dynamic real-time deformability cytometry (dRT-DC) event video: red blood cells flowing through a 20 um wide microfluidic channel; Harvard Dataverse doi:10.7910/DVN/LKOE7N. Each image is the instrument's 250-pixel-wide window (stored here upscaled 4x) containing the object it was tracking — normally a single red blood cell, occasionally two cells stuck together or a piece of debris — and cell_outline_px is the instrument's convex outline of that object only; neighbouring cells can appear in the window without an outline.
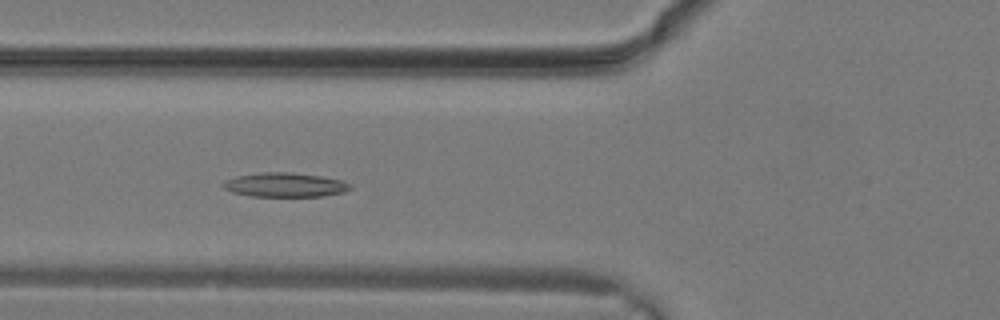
{"species": "common noctule bat (a hibernating species)", "species_latin": "Nyctalus noctula", "temperature_condition": "warm", "stored_images_in_passage": 18, "camera_frame_rate_fps": 3000, "um_per_image_px": 0.085, "animal": {"sex": "male", "body_mass_g": 19.2, "forearm_length_mm": 51.8}, "frame": {"image": 1, "passage_image": 11, "time_ms": 3.333, "image_size_px": [1000, 320], "cell_outline_px": [[352, 188], [344, 192], [320, 196], [252, 196], [232, 192], [224, 188], [220, 184], [236, 176], [260, 172], [292, 172], [320, 176], [344, 180]], "centroid_in_image_um": [24.22, 15.7], "position_along_channel_um": 101.6, "area_um2": 17.86}}
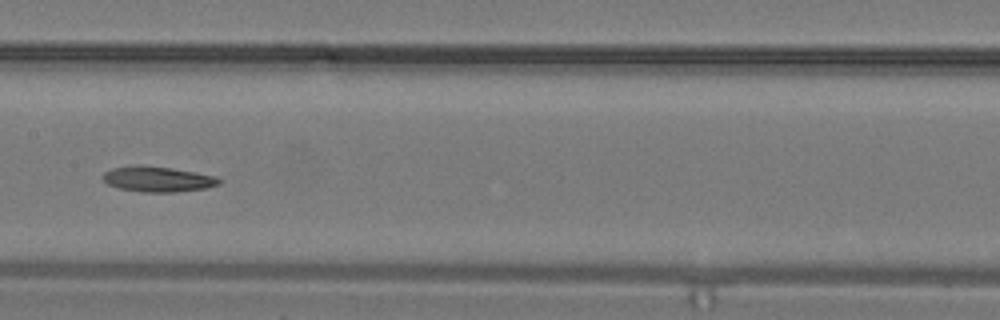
{"frame": {"image": 2, "passage_image": 15, "time_ms": 4.667, "image_size_px": [1000, 320], "cell_outline_px": [[220, 184], [204, 188], [176, 192], [144, 192], [120, 188], [108, 184], [104, 180], [104, 172], [112, 168], [132, 164], [140, 164], [172, 168], [196, 172], [216, 176], [220, 180]], "centroid_in_image_um": [13.4, 15.2], "position_along_channel_um": 194.0, "area_um2": 17.22}}
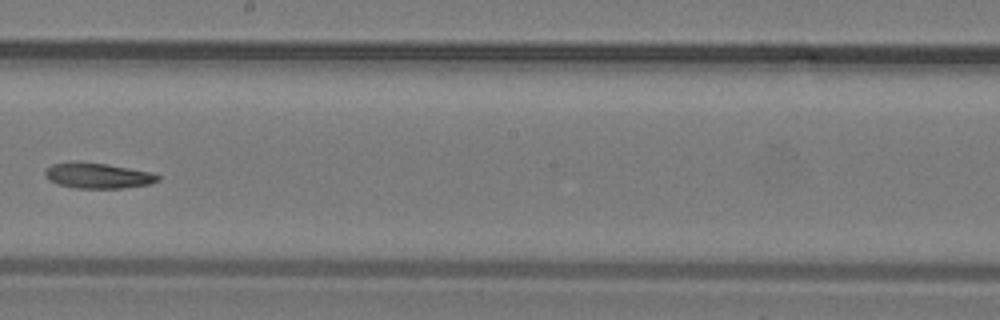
{"frame": {"image": 3, "passage_image": 17, "time_ms": 5.333, "image_size_px": [1000, 320], "cell_outline_px": [[160, 180], [152, 184], [124, 188], [76, 188], [56, 184], [48, 180], [44, 176], [44, 172], [52, 164], [72, 160], [76, 160], [108, 164], [152, 172], [160, 176]], "centroid_in_image_um": [8.3, 14.91], "position_along_channel_um": 239.9, "area_um2": 17.22}}